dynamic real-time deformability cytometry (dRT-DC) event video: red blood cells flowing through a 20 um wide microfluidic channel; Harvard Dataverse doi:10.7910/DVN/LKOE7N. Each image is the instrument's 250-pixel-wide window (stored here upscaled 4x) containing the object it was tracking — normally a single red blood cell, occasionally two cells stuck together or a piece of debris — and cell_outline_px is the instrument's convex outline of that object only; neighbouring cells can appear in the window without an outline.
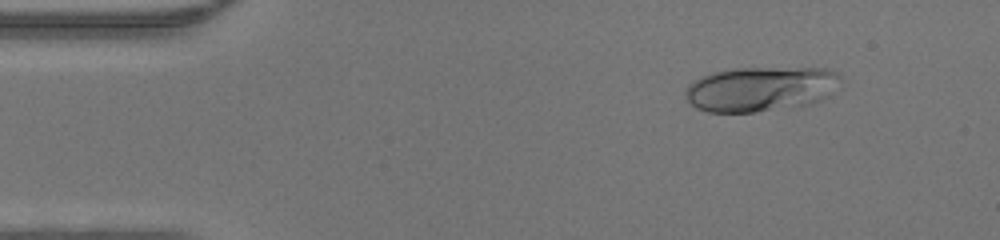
{"species": "human", "species_latin": "Homo sapiens", "temperature_condition": "warm", "stored_images_in_passage": 46, "camera_frame_rate_fps": 3000, "um_per_image_px": 0.085, "donor": {"sex": "male"}, "frame": {"image": 1, "passage_image": 5, "time_ms": 1.333, "image_size_px": [1000, 240], "cell_outline_px": [[840, 76], [828, 96], [808, 104], [756, 112], [708, 112], [696, 108], [684, 96], [684, 92], [688, 84], [700, 76], [732, 68], [824, 68], [836, 72]], "centroid_in_image_um": [64.57, 7.55], "position_along_channel_um": 20.4, "area_um2": 40.17}}
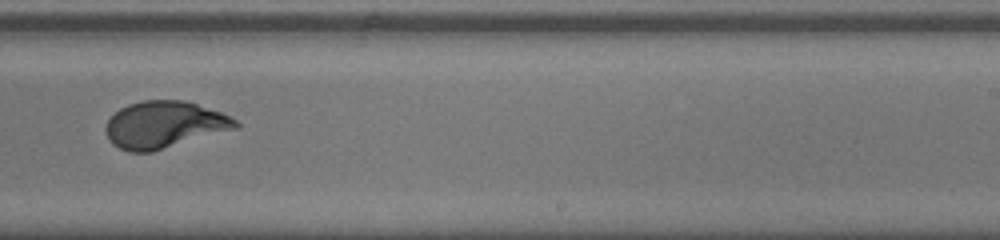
{"frame": {"image": 2, "passage_image": 28, "time_ms": 9.0, "image_size_px": [1000, 240], "cell_outline_px": [[240, 128], [152, 152], [128, 152], [112, 144], [108, 140], [104, 128], [108, 120], [120, 108], [128, 104], [144, 100], [184, 100], [220, 112], [236, 120], [240, 124]], "centroid_in_image_um": [13.96, 10.61], "position_along_channel_um": 275.0, "area_um2": 35.66}}
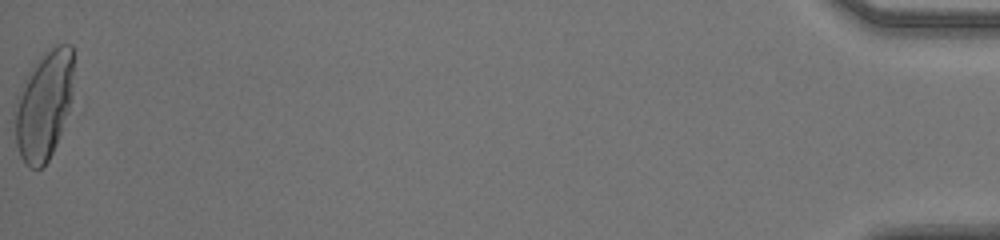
{"frame": {"image": 3, "passage_image": 46, "time_ms": 15.0, "image_size_px": [1000, 240], "cell_outline_px": [[72, 96], [68, 112], [56, 144], [48, 160], [40, 168], [28, 168], [24, 164], [20, 156], [16, 144], [16, 96], [28, 72], [40, 56], [56, 44], [72, 44]], "centroid_in_image_um": [3.73, 8.94], "position_along_channel_um": 431.5, "area_um2": 36.99}}